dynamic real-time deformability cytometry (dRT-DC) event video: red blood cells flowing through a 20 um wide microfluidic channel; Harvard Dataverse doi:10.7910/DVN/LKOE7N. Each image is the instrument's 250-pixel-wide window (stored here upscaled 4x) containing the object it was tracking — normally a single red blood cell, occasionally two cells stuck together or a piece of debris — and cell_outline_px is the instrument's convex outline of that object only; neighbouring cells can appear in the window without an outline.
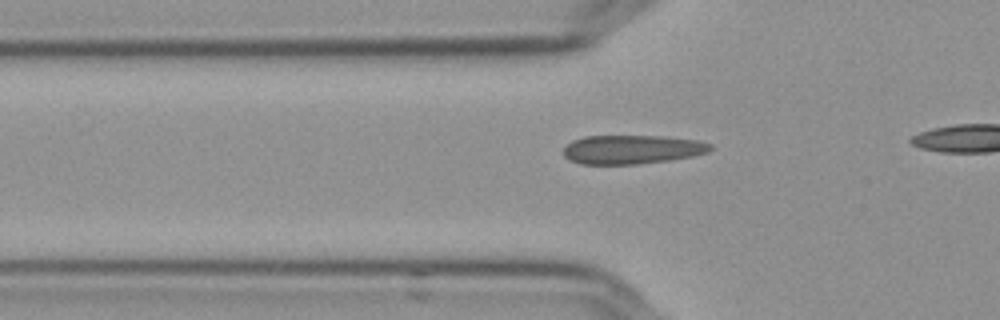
{"species": "Egyptian fruit bat (a non-hibernating species)", "species_latin": "Rousettus aegyptiacus", "temperature_condition": "cold", "stored_images_in_passage": 18, "camera_frame_rate_fps": 3000, "um_per_image_px": 0.085, "frame": {"image": 1, "passage_image": 8, "time_ms": 2.333, "image_size_px": [1000, 320], "cell_outline_px": [[712, 148], [708, 152], [692, 156], [668, 160], [640, 164], [580, 164], [568, 160], [564, 156], [564, 148], [572, 140], [584, 136], [664, 136], [700, 140], [712, 144]], "centroid_in_image_um": [53.72, 12.7], "position_along_channel_um": 72.1, "area_um2": 24.91}}
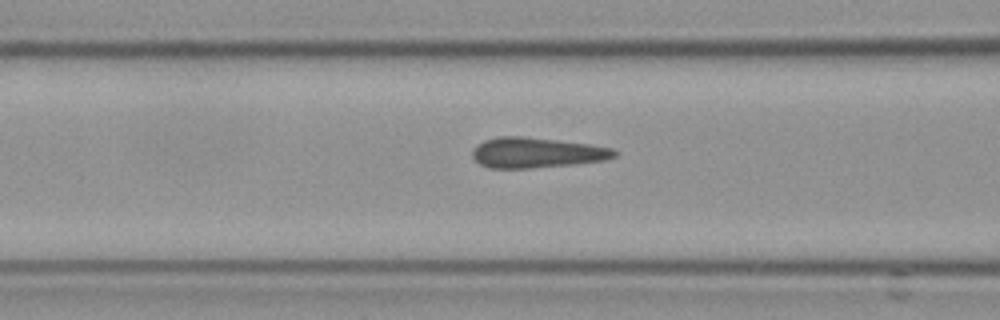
{"frame": {"image": 2, "passage_image": 12, "time_ms": 3.667, "image_size_px": [1000, 320], "cell_outline_px": [[620, 152], [616, 156], [604, 160], [568, 164], [528, 168], [488, 168], [480, 164], [472, 156], [472, 148], [476, 144], [484, 140], [500, 136], [520, 136], [560, 140], [588, 144], [612, 148]], "centroid_in_image_um": [45.57, 12.96], "position_along_channel_um": 121.0, "area_um2": 25.03}}
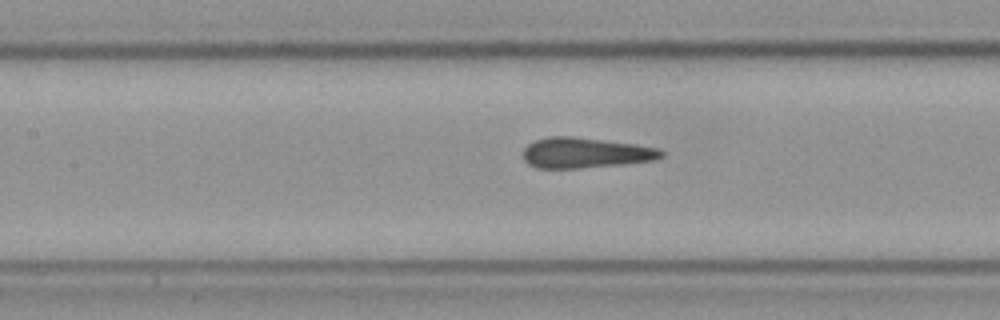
{"frame": {"image": 3, "passage_image": 15, "time_ms": 4.667, "image_size_px": [1000, 320], "cell_outline_px": [[664, 156], [652, 160], [624, 164], [576, 168], [536, 168], [528, 164], [524, 160], [524, 148], [528, 144], [536, 140], [548, 136], [576, 136], [636, 144], [660, 148], [664, 152]], "centroid_in_image_um": [49.76, 12.98], "position_along_channel_um": 157.6, "area_um2": 24.62}}